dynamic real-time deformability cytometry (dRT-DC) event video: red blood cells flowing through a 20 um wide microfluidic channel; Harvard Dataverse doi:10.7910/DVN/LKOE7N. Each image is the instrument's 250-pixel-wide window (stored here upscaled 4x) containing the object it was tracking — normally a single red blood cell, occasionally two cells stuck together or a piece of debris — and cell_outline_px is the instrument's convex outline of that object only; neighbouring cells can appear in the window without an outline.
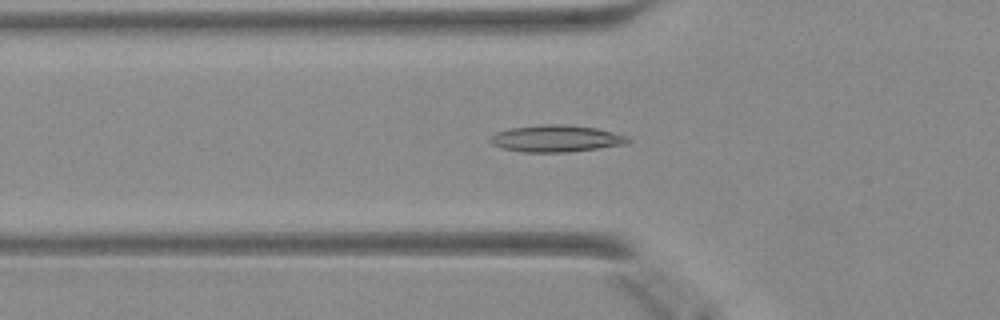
{"species": "Egyptian fruit bat (a non-hibernating species)", "species_latin": "Rousettus aegyptiacus", "temperature_condition": "warm", "stored_images_in_passage": 47, "camera_frame_rate_fps": 3000, "um_per_image_px": 0.085, "animal": {"sex": "female"}, "frame": {"image": 1, "passage_image": 17, "time_ms": 5.333, "image_size_px": [1000, 320], "cell_outline_px": [[632, 140], [628, 144], [568, 152], [524, 152], [504, 148], [492, 144], [488, 140], [488, 136], [496, 132], [512, 128], [540, 124], [564, 124], [596, 128], [612, 132], [624, 136]], "centroid_in_image_um": [47.24, 11.77], "position_along_channel_um": 78.6, "area_um2": 21.5}}
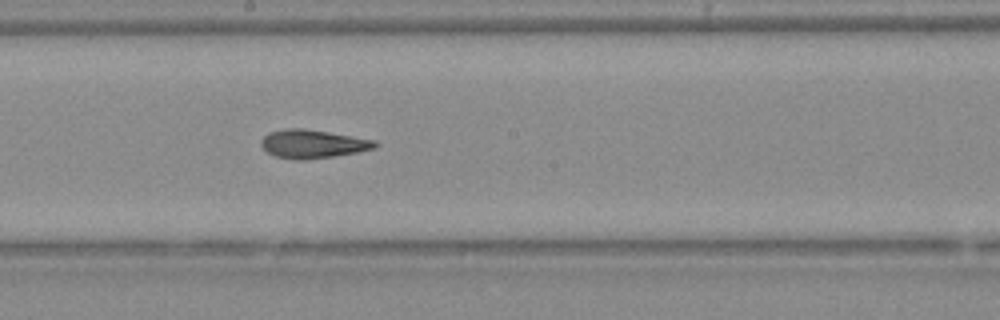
{"frame": {"image": 2, "passage_image": 27, "time_ms": 8.667, "image_size_px": [1000, 320], "cell_outline_px": [[376, 148], [356, 152], [332, 156], [304, 160], [296, 160], [276, 156], [268, 152], [260, 144], [260, 140], [268, 132], [288, 128], [304, 128], [376, 140]], "centroid_in_image_um": [26.55, 12.22], "position_along_channel_um": 221.6, "area_um2": 18.73}}
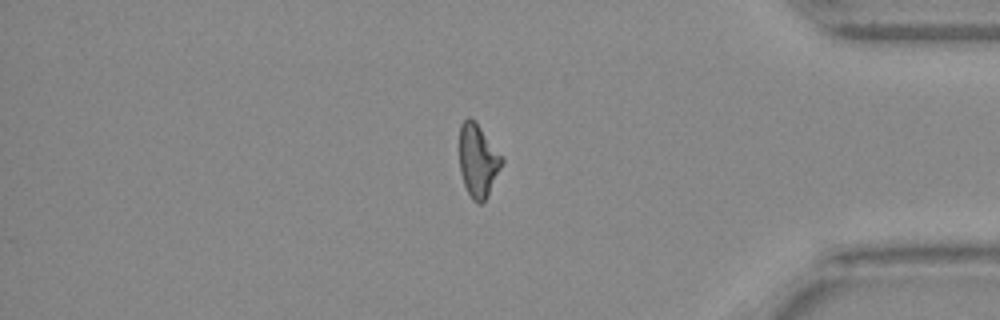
{"frame": {"image": 3, "passage_image": 41, "time_ms": 13.333, "image_size_px": [1000, 320], "cell_outline_px": [[504, 160], [488, 196], [480, 204], [476, 204], [472, 200], [464, 184], [460, 172], [460, 124], [468, 116], [480, 128]], "centroid_in_image_um": [40.61, 13.7], "position_along_channel_um": 394.6, "area_um2": 17.63}}